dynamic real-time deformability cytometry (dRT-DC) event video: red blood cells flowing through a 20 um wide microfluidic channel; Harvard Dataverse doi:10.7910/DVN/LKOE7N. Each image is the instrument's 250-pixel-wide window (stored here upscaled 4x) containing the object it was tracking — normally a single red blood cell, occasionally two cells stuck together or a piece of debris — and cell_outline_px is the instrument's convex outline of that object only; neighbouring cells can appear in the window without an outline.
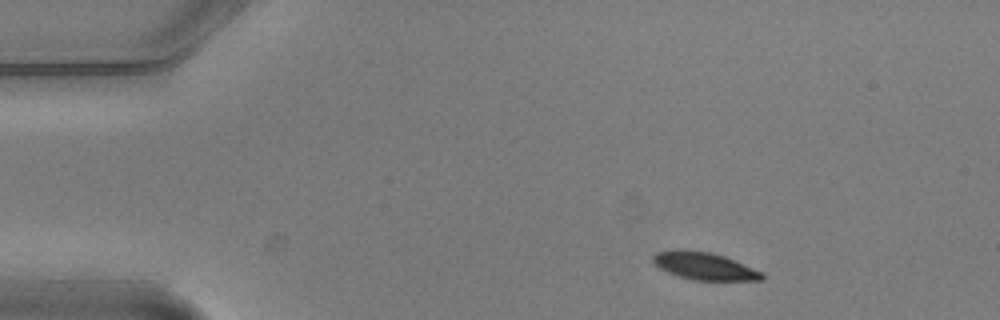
{"species": "common noctule bat (a hibernating species)", "species_latin": "Nyctalus noctula", "temperature_condition": "warm", "stored_images_in_passage": 4, "camera_frame_rate_fps": 3000, "um_per_image_px": 0.085, "animal": {"sex": "male", "body_mass_g": 20.5, "forearm_length_mm": 52.5}, "frame": {"image": 1, "passage_image": 1, "time_ms": 0.0, "image_size_px": [1000, 320], "cell_outline_px": [[764, 280], [692, 280], [668, 272], [660, 268], [652, 260], [652, 256], [656, 252], [712, 252], [724, 256], [764, 272]], "centroid_in_image_um": [59.96, 22.66], "position_along_channel_um": 25.0, "area_um2": 16.76}}
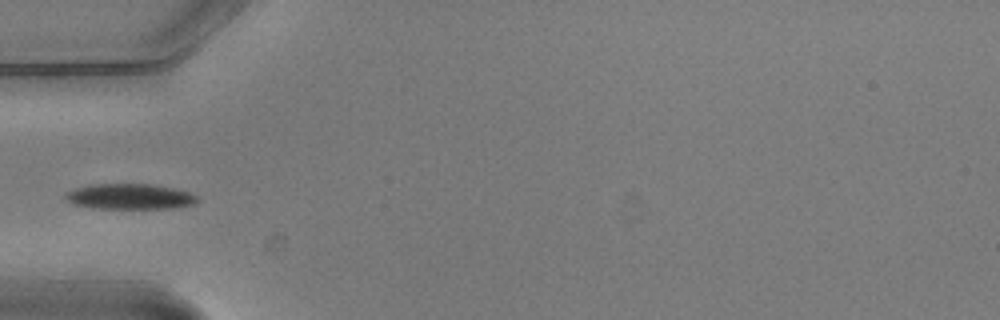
{"frame": {"image": 2, "passage_image": 3, "time_ms": 0.667, "image_size_px": [1000, 320], "cell_outline_px": [[200, 200], [192, 204], [180, 208], [92, 208], [72, 204], [64, 196], [68, 192], [76, 188], [92, 184], [152, 184], [176, 188], [188, 192], [196, 196]], "centroid_in_image_um": [11.07, 16.7], "position_along_channel_um": 73.9, "area_um2": 19.59}}